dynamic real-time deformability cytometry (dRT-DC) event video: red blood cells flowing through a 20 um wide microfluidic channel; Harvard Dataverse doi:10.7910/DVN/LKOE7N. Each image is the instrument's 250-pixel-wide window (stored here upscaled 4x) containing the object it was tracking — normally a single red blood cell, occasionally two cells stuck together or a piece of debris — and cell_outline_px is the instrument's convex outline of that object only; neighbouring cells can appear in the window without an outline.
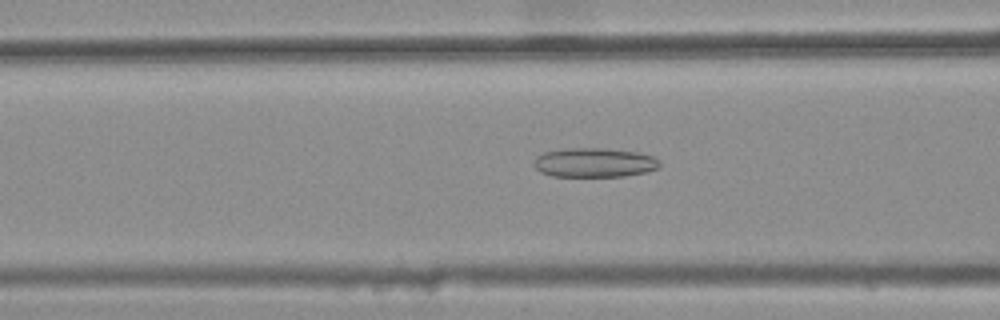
{"species": "common noctule bat (a hibernating species)", "species_latin": "Nyctalus noctula", "temperature_condition": "warm", "stored_images_in_passage": 45, "camera_frame_rate_fps": 3000, "um_per_image_px": 0.085, "animal": {"sex": "female", "body_mass_g": 25.1}, "frame": {"image": 1, "passage_image": 20, "time_ms": 6.333, "image_size_px": [1000, 320], "cell_outline_px": [[660, 168], [644, 172], [624, 176], [552, 176], [540, 172], [532, 164], [532, 160], [536, 156], [544, 152], [568, 148], [604, 148], [636, 152], [652, 156], [660, 164]], "centroid_in_image_um": [50.46, 13.82], "position_along_channel_um": 116.1, "area_um2": 21.44}}
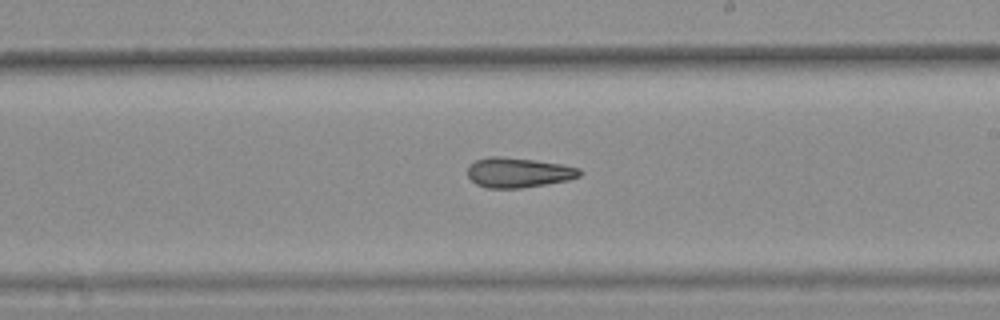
{"frame": {"image": 2, "passage_image": 30, "time_ms": 9.667, "image_size_px": [1000, 320], "cell_outline_px": [[584, 172], [580, 176], [568, 180], [520, 188], [488, 188], [476, 184], [468, 176], [468, 164], [476, 160], [488, 156], [500, 156], [564, 164], [580, 168]], "centroid_in_image_um": [44.07, 14.66], "position_along_channel_um": 244.9, "area_um2": 19.59}}
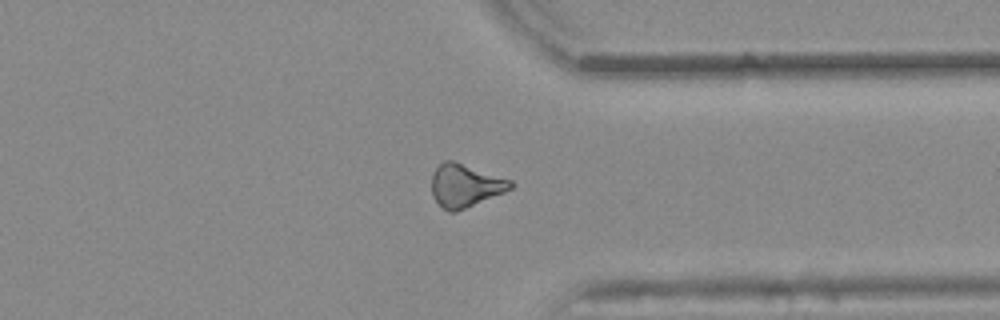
{"frame": {"image": 3, "passage_image": 40, "time_ms": 13.0, "image_size_px": [1000, 320], "cell_outline_px": [[512, 188], [504, 192], [456, 212], [448, 212], [432, 196], [432, 176], [436, 168], [444, 160], [452, 160], [512, 180]], "centroid_in_image_um": [39.53, 15.77], "position_along_channel_um": 371.9, "area_um2": 19.48}, "authors_computed_cell_mechanics": {"area_um2": 20.3456, "velocity_mm_per_s": 3.8719, "shape_relaxation_time_tau1_ms": null, "shape_relaxation_time_tau2_ms": 6.7351, "deformation_change_tau1": null, "deformation_change_tau2": 0.1875}}